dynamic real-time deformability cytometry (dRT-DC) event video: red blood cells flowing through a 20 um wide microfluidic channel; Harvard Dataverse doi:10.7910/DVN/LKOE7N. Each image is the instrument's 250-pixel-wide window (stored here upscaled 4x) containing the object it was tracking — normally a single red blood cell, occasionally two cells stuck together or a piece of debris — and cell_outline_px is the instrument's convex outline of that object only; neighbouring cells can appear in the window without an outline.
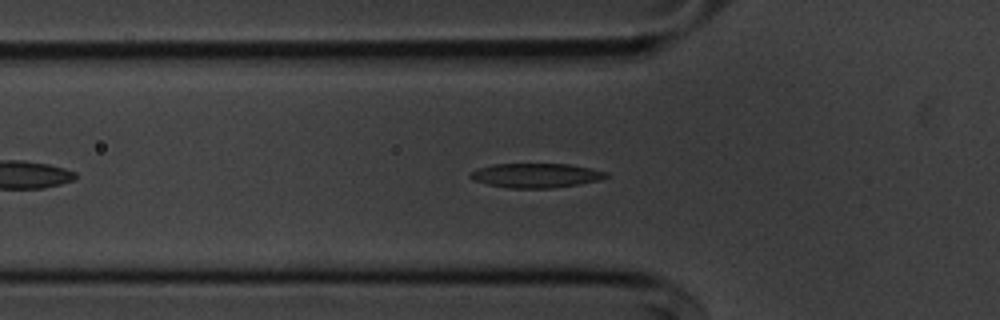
{"species": "common noctule bat (a hibernating species)", "species_latin": "Nyctalus noctula", "temperature_condition": "cold", "stored_images_in_passage": 48, "segment_of_instrument_passage": [1, 2], "camera_frame_rate_fps": 3000, "um_per_image_px": 0.085, "animal": {"sex": "male", "body_mass_g": 20.1, "forearm_length_mm": 53.5}, "frame": {"image": 1, "passage_image": 10, "time_ms": 3.0, "image_size_px": [1000, 320], "cell_outline_px": [[608, 176], [600, 180], [552, 188], [508, 188], [488, 184], [472, 180], [468, 176], [476, 168], [492, 164], [568, 164], [608, 172]], "centroid_in_image_um": [45.51, 14.91], "position_along_channel_um": 80.3, "area_um2": 19.19}}
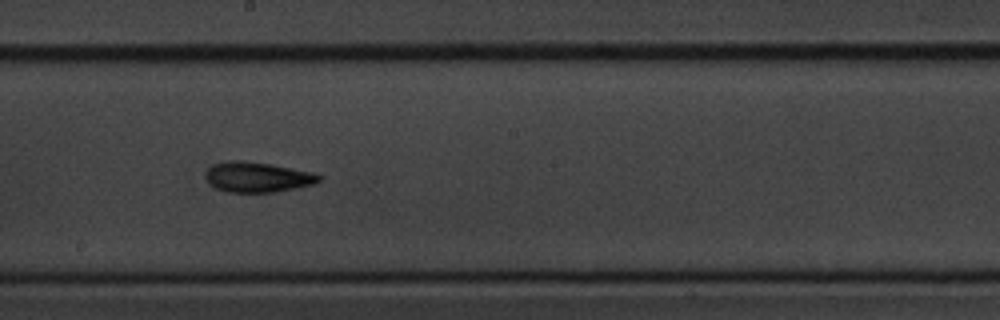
{"frame": {"image": 2, "passage_image": 22, "time_ms": 7.0, "image_size_px": [1000, 320], "cell_outline_px": [[320, 180], [312, 184], [296, 188], [276, 192], [228, 192], [216, 188], [208, 184], [204, 176], [208, 168], [212, 164], [228, 160], [244, 160], [272, 164], [316, 172], [320, 176]], "centroid_in_image_um": [21.85, 15.04], "position_along_channel_um": 226.3, "area_um2": 20.29}}
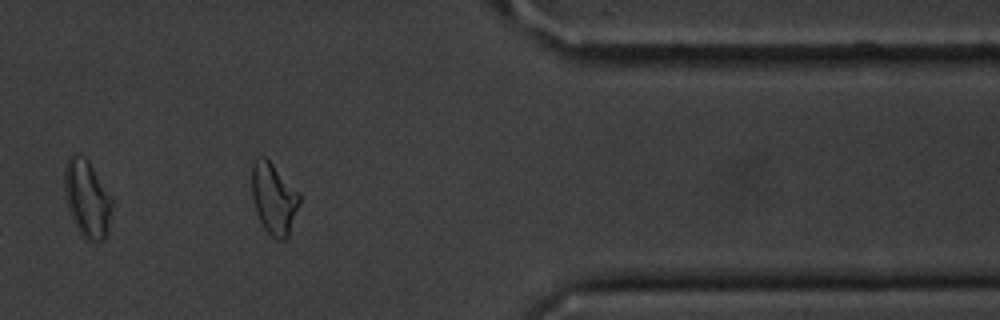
{"frame": {"image": 3, "passage_image": 37, "time_ms": 12.0, "image_size_px": [1000, 320], "cell_outline_px": [[300, 204], [288, 236], [284, 240], [276, 240], [264, 228], [256, 212], [252, 196], [252, 164], [256, 156], [264, 156], [300, 192]], "centroid_in_image_um": [23.28, 16.87], "position_along_channel_um": 388.1, "area_um2": 19.83}}